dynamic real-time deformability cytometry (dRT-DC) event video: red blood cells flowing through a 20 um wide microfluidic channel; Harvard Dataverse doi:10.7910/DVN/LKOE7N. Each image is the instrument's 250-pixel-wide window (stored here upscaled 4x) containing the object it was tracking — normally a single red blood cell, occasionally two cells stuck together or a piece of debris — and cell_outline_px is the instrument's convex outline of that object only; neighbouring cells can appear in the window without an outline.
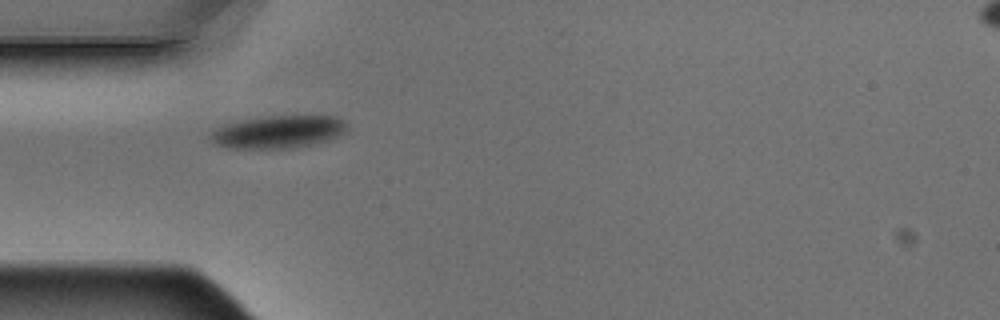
{"species": "Egyptian fruit bat (a non-hibernating species)", "species_latin": "Rousettus aegyptiacus", "temperature_condition": "warm", "stored_images_in_passage": 2, "camera_frame_rate_fps": 3000, "um_per_image_px": 0.085, "animal": {"sex": "male"}, "frame": {"image": 1, "passage_image": 1, "time_ms": 0.0, "image_size_px": [1000, 320], "cell_outline_px": [[348, 128], [340, 136], [328, 140], [312, 144], [292, 148], [228, 148], [216, 144], [208, 140], [208, 136], [212, 128], [224, 124], [244, 120], [268, 116], [336, 116], [344, 120], [348, 124]], "centroid_in_image_um": [23.62, 11.21], "position_along_channel_um": 61.4, "area_um2": 26.24}}
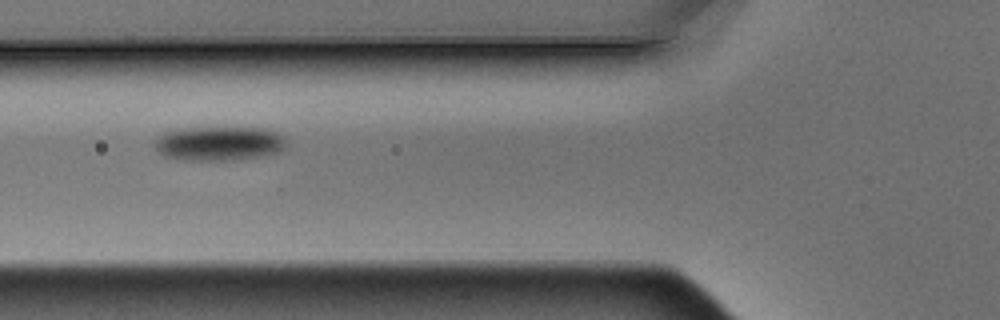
{"frame": {"image": 2, "passage_image": 2, "time_ms": 0.333, "image_size_px": [1000, 320], "cell_outline_px": [[284, 144], [280, 152], [260, 156], [236, 160], [184, 160], [164, 156], [156, 148], [156, 140], [164, 132], [188, 128], [264, 128], [276, 132], [284, 140]], "centroid_in_image_um": [18.61, 12.2], "position_along_channel_um": 107.2, "area_um2": 25.84}}